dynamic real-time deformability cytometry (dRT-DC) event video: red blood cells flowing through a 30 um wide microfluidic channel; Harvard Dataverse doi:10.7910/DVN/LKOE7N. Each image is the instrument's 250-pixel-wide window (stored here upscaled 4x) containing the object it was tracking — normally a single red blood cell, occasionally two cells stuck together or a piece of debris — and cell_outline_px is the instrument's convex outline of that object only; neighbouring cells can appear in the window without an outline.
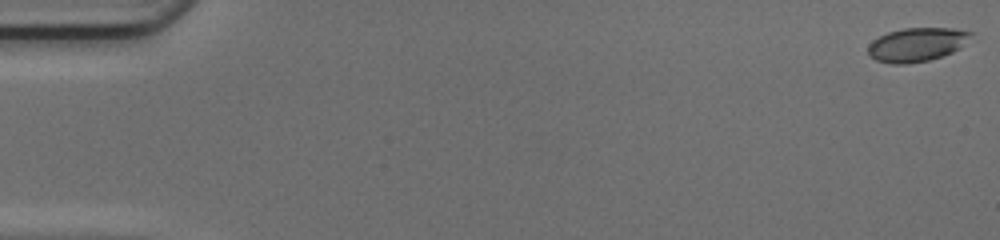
{"species": "common noctule bat (a hibernating species)", "species_latin": "Nyctalus noctula", "temperature_condition": "cold", "stored_images_in_passage": 50, "camera_frame_rate_fps": 3000, "um_per_image_px": 0.085, "animal": {"sex": "female", "body_mass_g": 17.0, "forearm_length_mm": 48.0}, "frame": {"image": 1, "passage_image": 1, "time_ms": 0.0, "image_size_px": [1000, 240], "cell_outline_px": [[972, 32], [960, 48], [952, 52], [928, 60], [908, 64], [888, 64], [876, 60], [868, 52], [868, 44], [872, 40], [888, 32], [904, 28], [952, 28]], "centroid_in_image_um": [77.88, 3.79], "position_along_channel_um": 7.1, "area_um2": 20.0}}
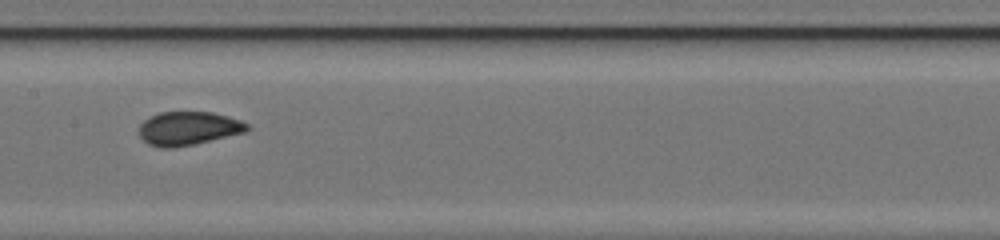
{"frame": {"image": 2, "passage_image": 26, "time_ms": 8.333, "image_size_px": [1000, 240], "cell_outline_px": [[252, 128], [244, 132], [192, 144], [172, 148], [160, 148], [148, 144], [140, 136], [140, 124], [148, 116], [160, 112], [212, 112], [228, 116], [240, 120], [248, 124]], "centroid_in_image_um": [15.99, 10.9], "position_along_channel_um": 191.4, "area_um2": 21.04}}
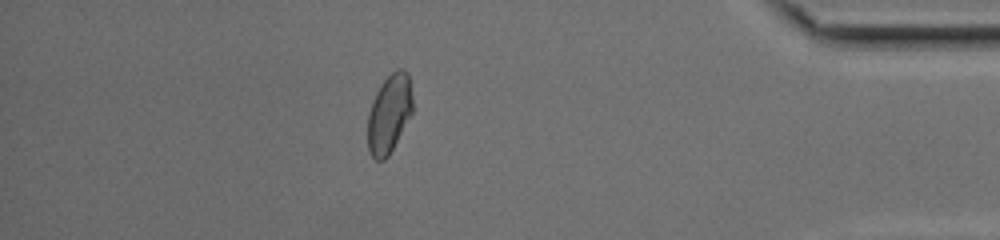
{"frame": {"image": 3, "passage_image": 44, "time_ms": 14.333, "image_size_px": [1000, 240], "cell_outline_px": [[412, 112], [388, 156], [384, 160], [376, 160], [368, 152], [368, 112], [372, 100], [380, 84], [396, 68], [404, 68], [408, 72], [412, 96]], "centroid_in_image_um": [33.07, 9.63], "position_along_channel_um": 402.1, "area_um2": 20.52}}